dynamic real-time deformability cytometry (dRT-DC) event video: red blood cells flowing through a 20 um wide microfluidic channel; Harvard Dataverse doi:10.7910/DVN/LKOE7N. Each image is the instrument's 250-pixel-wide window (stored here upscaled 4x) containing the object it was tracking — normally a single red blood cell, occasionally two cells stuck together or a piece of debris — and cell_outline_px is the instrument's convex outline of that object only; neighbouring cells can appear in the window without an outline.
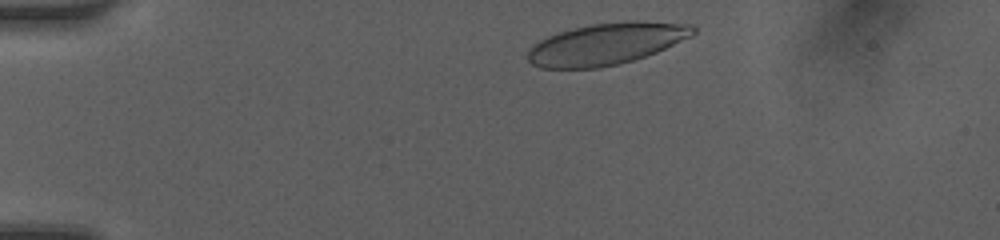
{"species": "human", "species_latin": "Homo sapiens", "temperature_condition": "room temperature", "stored_images_in_passage": 35, "camera_frame_rate_fps": 3000, "um_per_image_px": 0.085, "donor": {"sex": "female"}, "frame": {"image": 1, "passage_image": 3, "time_ms": 0.667, "image_size_px": [1000, 240], "cell_outline_px": [[696, 32], [692, 36], [656, 52], [632, 60], [600, 68], [540, 68], [532, 64], [528, 60], [528, 48], [540, 40], [548, 36], [572, 28], [592, 24], [628, 20], [644, 20], [692, 24], [696, 28]], "centroid_in_image_um": [51.56, 3.71], "position_along_channel_um": 33.4, "area_um2": 40.29}}
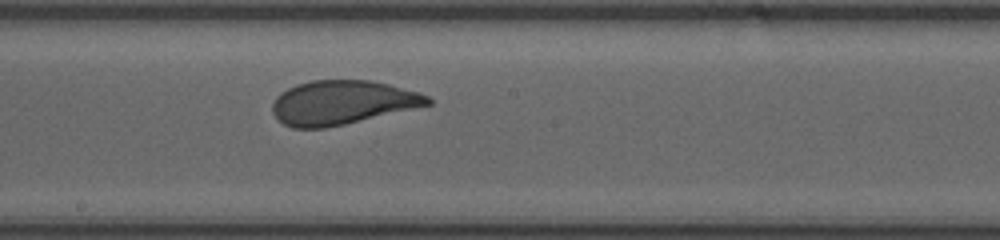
{"frame": {"image": 2, "passage_image": 21, "time_ms": 6.667, "image_size_px": [1000, 240], "cell_outline_px": [[432, 104], [344, 124], [324, 128], [292, 128], [284, 124], [272, 112], [272, 104], [276, 96], [280, 92], [296, 84], [312, 80], [372, 80], [420, 92], [428, 96], [432, 100]], "centroid_in_image_um": [29.07, 8.7], "position_along_channel_um": 219.1, "area_um2": 39.77}}
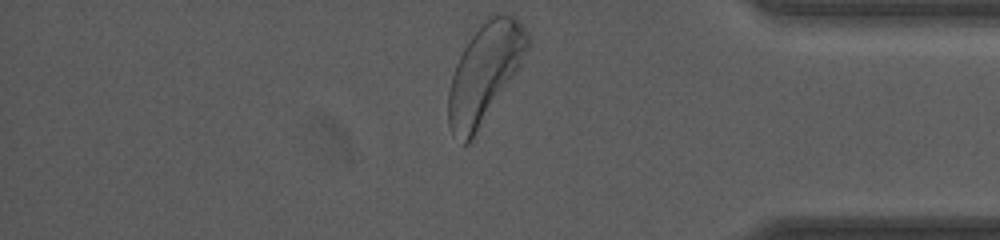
{"frame": {"image": 3, "passage_image": 35, "time_ms": 11.333, "image_size_px": [1000, 240], "cell_outline_px": [[532, 44], [520, 68], [472, 140], [468, 144], [464, 144], [452, 136], [448, 124], [448, 92], [452, 76], [456, 64], [464, 48], [472, 36], [484, 20], [492, 12], [504, 12], [516, 16], [528, 32]], "centroid_in_image_um": [41.24, 6.17], "position_along_channel_um": 394.0, "area_um2": 46.18}, "authors_computed_cell_mechanics": {"area_um2": 40.5178, "velocity_mm_per_s": 4.166, "shape_relaxation_time_tau1_ms": 2.8708, "shape_relaxation_time_tau2_ms": 0.7381, "deformation_change_tau1": 0.1532, "deformation_change_tau2": 0.0648}}